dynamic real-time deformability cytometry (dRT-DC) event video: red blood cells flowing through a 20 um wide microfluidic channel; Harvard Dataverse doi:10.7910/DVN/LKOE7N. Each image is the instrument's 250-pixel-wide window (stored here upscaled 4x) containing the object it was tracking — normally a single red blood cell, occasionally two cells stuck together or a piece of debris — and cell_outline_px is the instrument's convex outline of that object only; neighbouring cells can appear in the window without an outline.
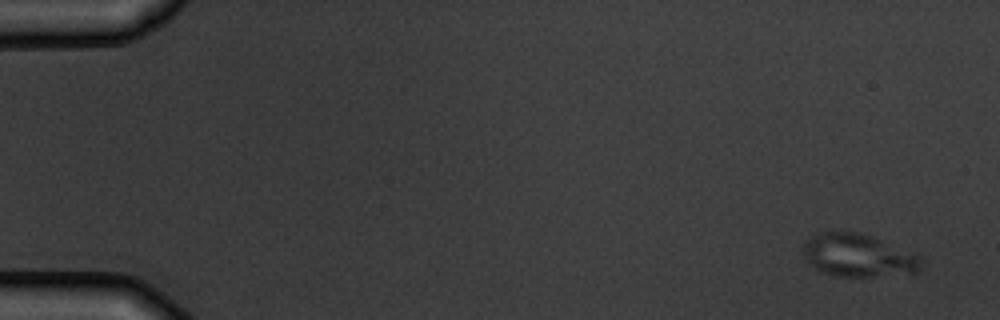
{"species": "common noctule bat (a hibernating species)", "species_latin": "Nyctalus noctula", "temperature_condition": "warm", "stored_images_in_passage": 5, "camera_frame_rate_fps": 3000, "um_per_image_px": 0.085, "animal": {"sex": "male", "body_mass_g": 19.5, "forearm_length_mm": 54.6}, "frame": {"image": 1, "passage_image": 1, "time_ms": 0.0, "image_size_px": [1000, 320], "cell_outline_px": [[924, 260], [920, 272], [872, 276], [836, 276], [824, 272], [816, 268], [800, 252], [804, 244], [812, 236], [820, 232], [860, 232], [872, 236], [920, 256]], "centroid_in_image_um": [72.97, 21.71], "position_along_channel_um": 12.0, "area_um2": 29.25}}